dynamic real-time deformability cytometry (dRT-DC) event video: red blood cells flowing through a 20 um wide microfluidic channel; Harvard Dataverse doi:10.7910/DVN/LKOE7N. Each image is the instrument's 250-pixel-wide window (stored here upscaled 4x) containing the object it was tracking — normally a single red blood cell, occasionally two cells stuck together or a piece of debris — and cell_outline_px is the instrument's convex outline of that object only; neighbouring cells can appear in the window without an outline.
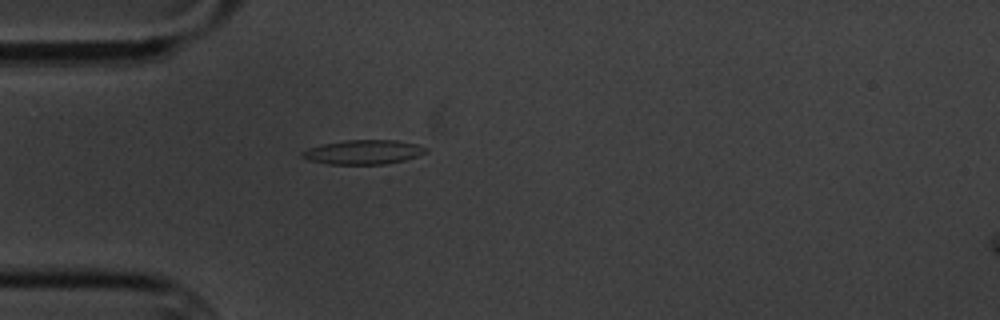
{"species": "common noctule bat (a hibernating species)", "species_latin": "Nyctalus noctula", "temperature_condition": "cold", "stored_images_in_passage": 2, "camera_frame_rate_fps": 3000, "um_per_image_px": 0.085, "animal": {"sex": "male", "body_mass_g": 20.1, "forearm_length_mm": 53.5}, "frame": {"image": 1, "passage_image": 2, "time_ms": 1.0, "image_size_px": [1000, 320], "cell_outline_px": [[428, 152], [404, 160], [384, 164], [328, 164], [308, 160], [300, 156], [300, 152], [308, 148], [324, 144], [344, 140], [396, 140], [416, 144], [428, 148]], "centroid_in_image_um": [30.87, 12.93], "position_along_channel_um": 54.1, "area_um2": 17.51}}